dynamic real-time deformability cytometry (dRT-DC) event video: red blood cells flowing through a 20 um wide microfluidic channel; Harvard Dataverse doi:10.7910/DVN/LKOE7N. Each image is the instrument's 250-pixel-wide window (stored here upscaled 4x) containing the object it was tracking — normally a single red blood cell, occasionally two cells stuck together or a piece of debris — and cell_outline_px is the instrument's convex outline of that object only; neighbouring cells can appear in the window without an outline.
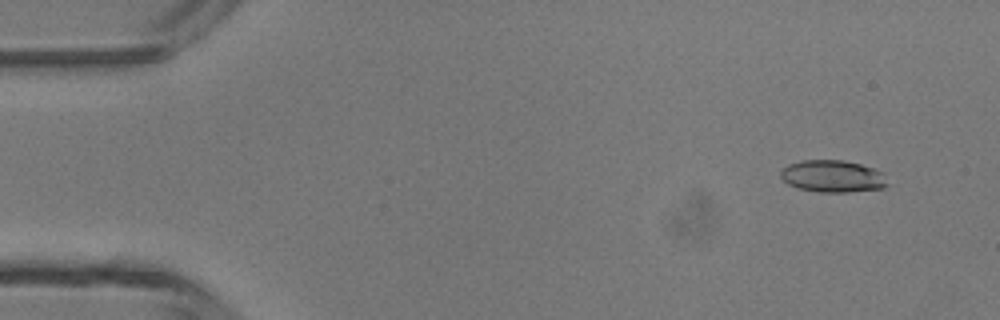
{"species": "common noctule bat (a hibernating species)", "species_latin": "Nyctalus noctula", "temperature_condition": "room temperature", "stored_images_in_passage": 46, "camera_frame_rate_fps": 3000, "um_per_image_px": 0.085, "animal": {"sex": "male", "body_mass_g": 13.3}, "frame": {"image": 1, "passage_image": 3, "time_ms": 0.667, "image_size_px": [1000, 320], "cell_outline_px": [[888, 184], [884, 188], [848, 192], [820, 192], [796, 188], [788, 184], [780, 176], [780, 172], [788, 164], [800, 160], [844, 160], [876, 168], [884, 172]], "centroid_in_image_um": [70.8, 14.98], "position_along_channel_um": 14.2, "area_um2": 20.23}}
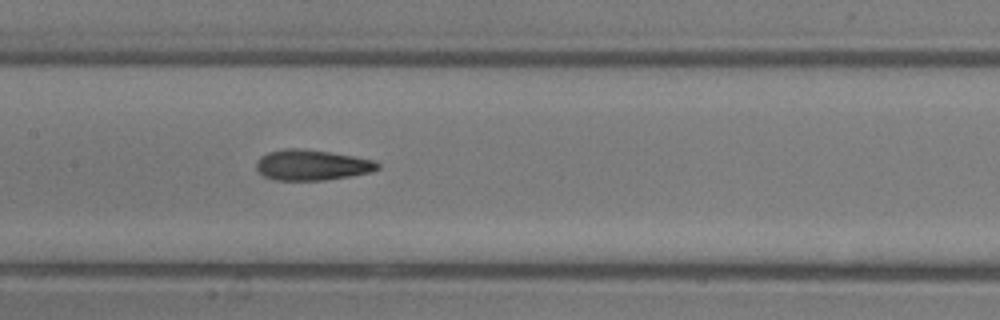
{"frame": {"image": 2, "passage_image": 22, "time_ms": 7.0, "image_size_px": [1000, 320], "cell_outline_px": [[380, 168], [372, 172], [324, 180], [272, 180], [264, 176], [256, 168], [256, 160], [260, 156], [268, 152], [284, 148], [296, 148], [328, 152], [376, 160], [380, 164]], "centroid_in_image_um": [26.49, 14.03], "position_along_channel_um": 180.9, "area_um2": 21.62}}
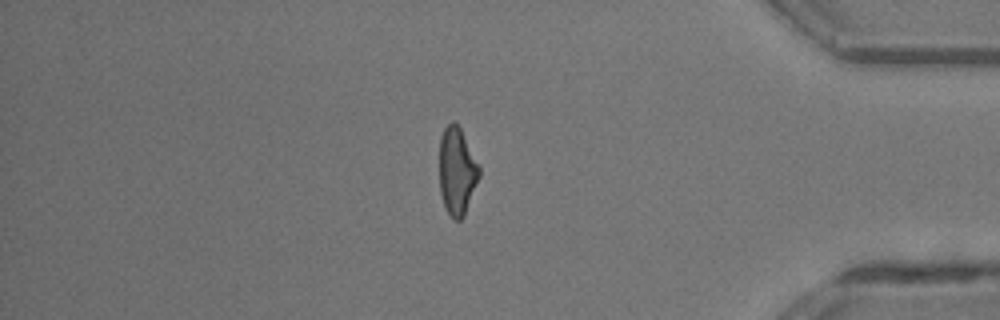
{"frame": {"image": 3, "passage_image": 39, "time_ms": 12.667, "image_size_px": [1000, 320], "cell_outline_px": [[480, 176], [464, 216], [460, 220], [452, 220], [444, 208], [440, 192], [440, 136], [444, 128], [452, 120], [460, 128], [480, 168]], "centroid_in_image_um": [38.83, 14.59], "position_along_channel_um": 396.4, "area_um2": 20.29}, "authors_computed_cell_mechanics": {"area_um2": 20.6924, "velocity_mm_per_s": 4.4155, "shape_relaxation_time_tau1_ms": 4.8107, "shape_relaxation_time_tau2_ms": 1.8812, "deformation_change_tau1": 0.1972, "deformation_change_tau2": 0.1148}}